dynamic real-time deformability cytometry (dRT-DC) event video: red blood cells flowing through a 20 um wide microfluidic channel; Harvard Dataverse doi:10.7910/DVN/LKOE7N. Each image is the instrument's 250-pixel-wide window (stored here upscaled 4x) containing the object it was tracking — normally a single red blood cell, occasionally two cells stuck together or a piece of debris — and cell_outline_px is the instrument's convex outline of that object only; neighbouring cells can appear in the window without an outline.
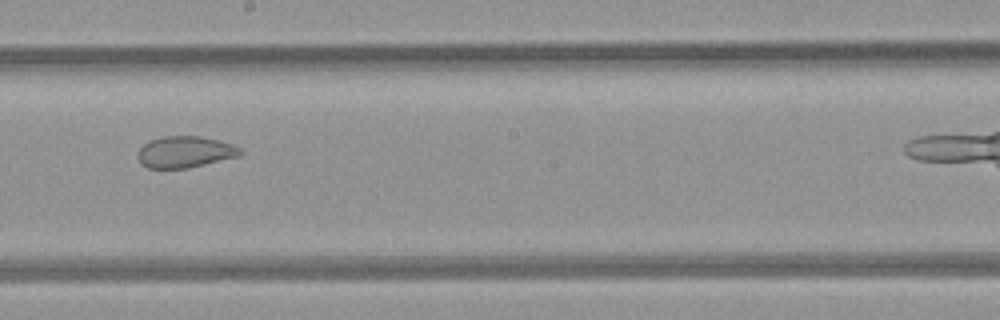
{"species": "common noctule bat (a hibernating species)", "species_latin": "Nyctalus noctula", "temperature_condition": "room temperature", "stored_images_in_passage": 7, "camera_frame_rate_fps": 3000, "um_per_image_px": 0.085, "animal": {"sex": "female", "body_mass_g": 21.9}, "frame": {"image": 1, "passage_image": 5, "time_ms": 1.333, "image_size_px": [1000, 320], "cell_outline_px": [[244, 152], [240, 156], [188, 168], [148, 168], [140, 164], [136, 156], [140, 148], [144, 144], [160, 136], [200, 136], [220, 140], [232, 144], [240, 148]], "centroid_in_image_um": [15.73, 12.91], "position_along_channel_um": 232.5, "area_um2": 18.96}}
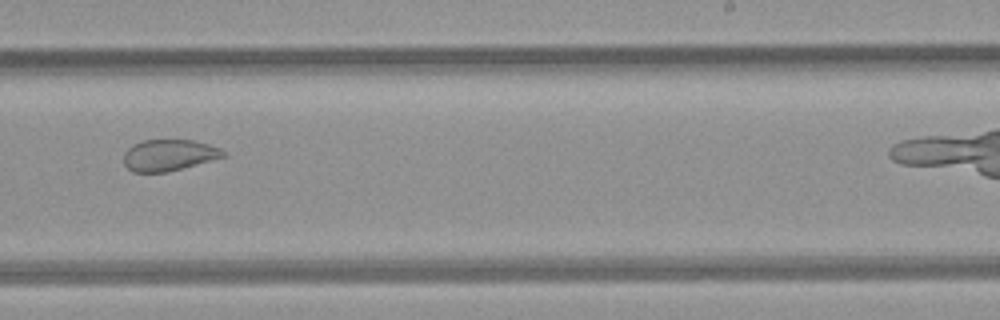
{"frame": {"image": 2, "passage_image": 6, "time_ms": 1.667, "image_size_px": [1000, 320], "cell_outline_px": [[228, 156], [164, 172], [132, 172], [124, 164], [124, 152], [132, 144], [144, 140], [192, 140], [208, 144], [220, 148], [228, 152]], "centroid_in_image_um": [14.37, 13.17], "position_along_channel_um": 274.6, "area_um2": 18.15}}